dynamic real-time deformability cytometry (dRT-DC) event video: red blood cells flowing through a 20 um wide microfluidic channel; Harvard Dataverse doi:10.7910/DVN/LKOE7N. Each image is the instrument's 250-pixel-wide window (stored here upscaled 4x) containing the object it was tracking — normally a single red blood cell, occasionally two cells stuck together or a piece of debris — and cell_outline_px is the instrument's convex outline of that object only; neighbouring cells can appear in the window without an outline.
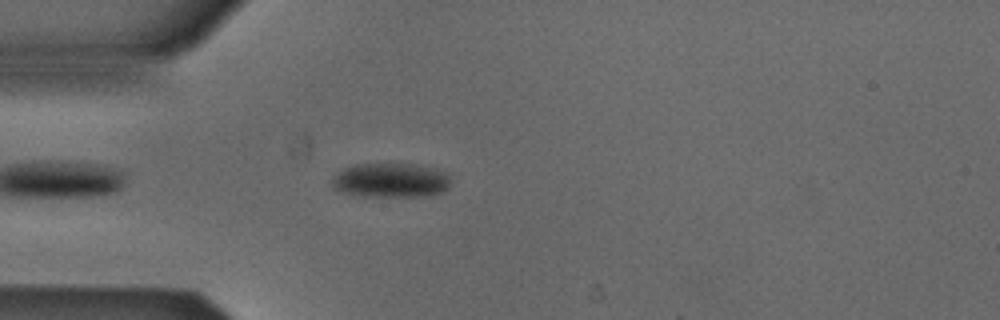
{"species": "Egyptian fruit bat (a non-hibernating species)", "species_latin": "Rousettus aegyptiacus", "temperature_condition": "cold", "stored_images_in_passage": 42, "camera_frame_rate_fps": 3000, "um_per_image_px": 0.085, "animal": {"sex": "male"}, "frame": {"image": 1, "passage_image": 4, "time_ms": 1.0, "image_size_px": [1000, 320], "cell_outline_px": [[448, 188], [444, 192], [428, 196], [352, 196], [332, 188], [332, 176], [344, 168], [356, 164], [416, 164], [448, 172]], "centroid_in_image_um": [33.18, 15.33], "position_along_channel_um": 51.8, "area_um2": 24.04}}
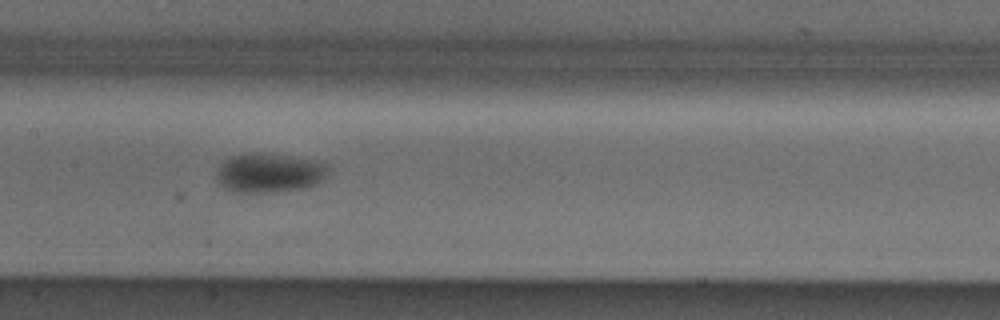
{"frame": {"image": 2, "passage_image": 15, "time_ms": 4.667, "image_size_px": [1000, 320], "cell_outline_px": [[328, 164], [324, 176], [316, 184], [304, 188], [264, 192], [236, 192], [224, 188], [216, 180], [216, 172], [220, 164], [224, 160], [232, 156], [280, 156], [312, 160]], "centroid_in_image_um": [22.83, 14.75], "position_along_channel_um": 184.6, "area_um2": 24.28}}
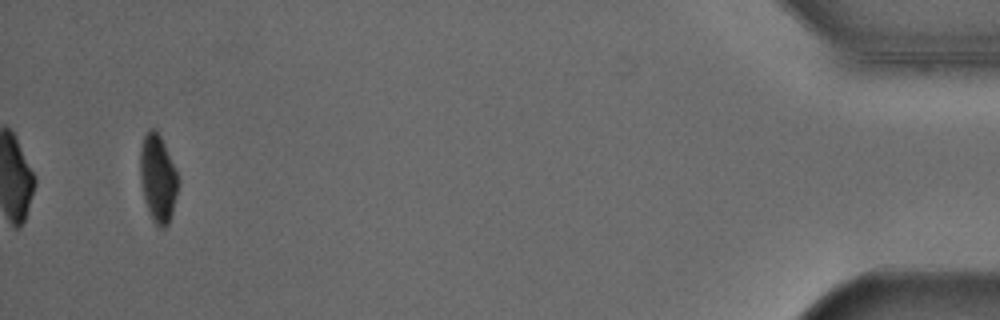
{"frame": {"image": 3, "passage_image": 40, "time_ms": 13.0, "image_size_px": [1000, 320], "cell_outline_px": [[180, 184], [172, 216], [168, 224], [164, 228], [160, 228], [156, 224], [148, 212], [144, 200], [140, 180], [140, 152], [144, 136], [148, 128], [152, 128], [160, 136], [164, 144], [180, 180]], "centroid_in_image_um": [13.43, 15.21], "position_along_channel_um": 421.8, "area_um2": 19.54}, "authors_computed_cell_mechanics": {"area_um2": 23.12, "velocity_mm_per_s": 3.8653, "shape_relaxation_time_tau1_ms": 2.9807, "shape_relaxation_time_tau2_ms": null, "deformation_change_tau1": 0.0918, "deformation_change_tau2": null}}